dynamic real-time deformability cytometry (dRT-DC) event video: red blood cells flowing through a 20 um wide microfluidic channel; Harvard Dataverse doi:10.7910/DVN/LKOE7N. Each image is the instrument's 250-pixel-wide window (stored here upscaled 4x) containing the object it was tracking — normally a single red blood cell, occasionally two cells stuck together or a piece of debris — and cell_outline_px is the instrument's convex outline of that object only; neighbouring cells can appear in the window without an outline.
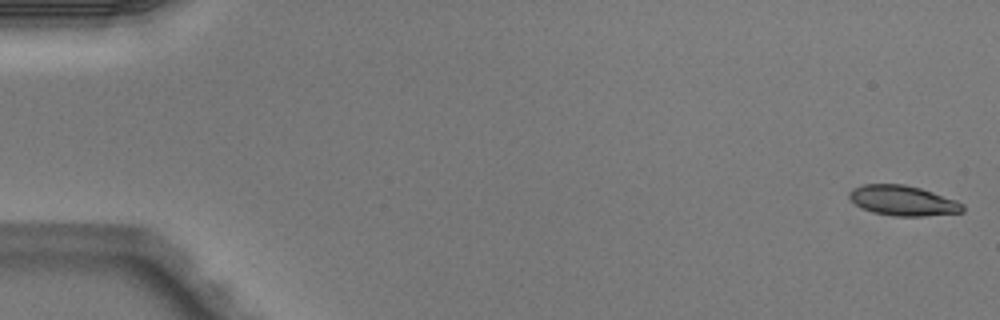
{"species": "Egyptian fruit bat (a non-hibernating species)", "species_latin": "Rousettus aegyptiacus", "temperature_condition": "warm", "stored_images_in_passage": 50, "camera_frame_rate_fps": 3000, "um_per_image_px": 0.085, "animal": {"sex": "male"}, "frame": {"image": 1, "passage_image": 1, "time_ms": 0.0, "image_size_px": [1000, 320], "cell_outline_px": [[964, 212], [924, 216], [896, 216], [872, 212], [856, 204], [848, 196], [848, 192], [864, 184], [904, 184], [920, 188], [956, 200], [964, 204]], "centroid_in_image_um": [76.78, 17.05], "position_along_channel_um": 8.2, "area_um2": 19.71}}
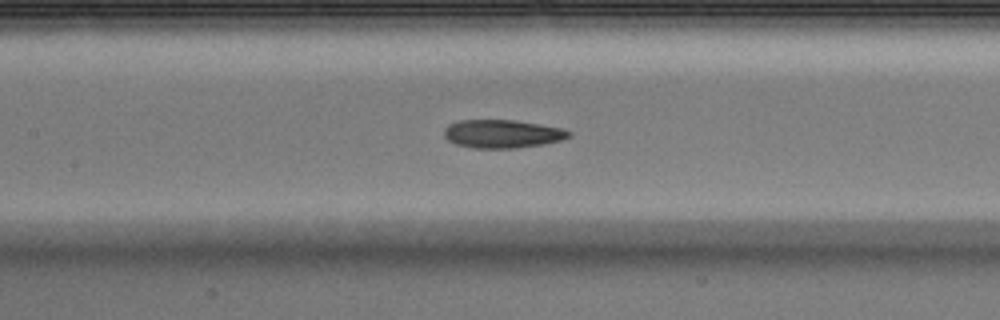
{"frame": {"image": 2, "passage_image": 24, "time_ms": 7.667, "image_size_px": [1000, 320], "cell_outline_px": [[572, 136], [560, 140], [544, 144], [516, 148], [472, 148], [456, 144], [448, 140], [444, 136], [444, 128], [448, 124], [460, 120], [516, 120], [564, 128], [572, 132]], "centroid_in_image_um": [42.71, 11.37], "position_along_channel_um": 164.7, "area_um2": 20.75}}
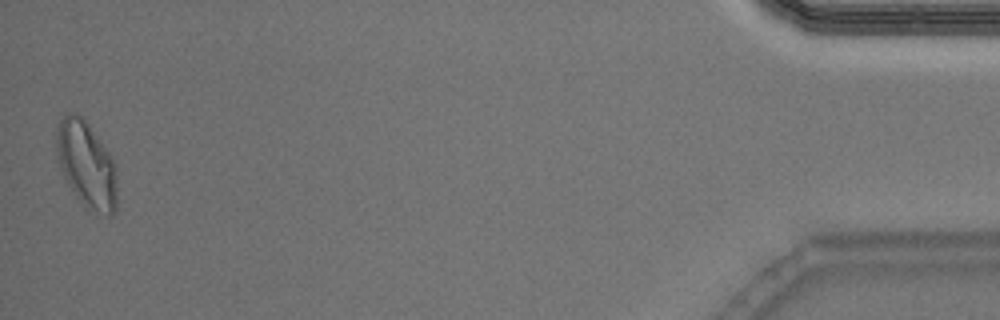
{"frame": {"image": 3, "passage_image": 50, "time_ms": 16.333, "image_size_px": [1000, 320], "cell_outline_px": [[116, 208], [112, 216], [108, 216], [88, 212], [84, 208], [68, 184], [64, 176], [56, 152], [56, 128], [64, 112], [76, 112], [88, 124], [108, 152], [116, 168]], "centroid_in_image_um": [7.34, 14.02], "position_along_channel_um": 427.9, "area_um2": 30.63}, "authors_computed_cell_mechanics": {"area_um2": 20.808, "velocity_mm_per_s": 4.0352, "shape_relaxation_time_tau1_ms": null, "shape_relaxation_time_tau2_ms": 3.355, "deformation_change_tau1": null, "deformation_change_tau2": 0.099}}